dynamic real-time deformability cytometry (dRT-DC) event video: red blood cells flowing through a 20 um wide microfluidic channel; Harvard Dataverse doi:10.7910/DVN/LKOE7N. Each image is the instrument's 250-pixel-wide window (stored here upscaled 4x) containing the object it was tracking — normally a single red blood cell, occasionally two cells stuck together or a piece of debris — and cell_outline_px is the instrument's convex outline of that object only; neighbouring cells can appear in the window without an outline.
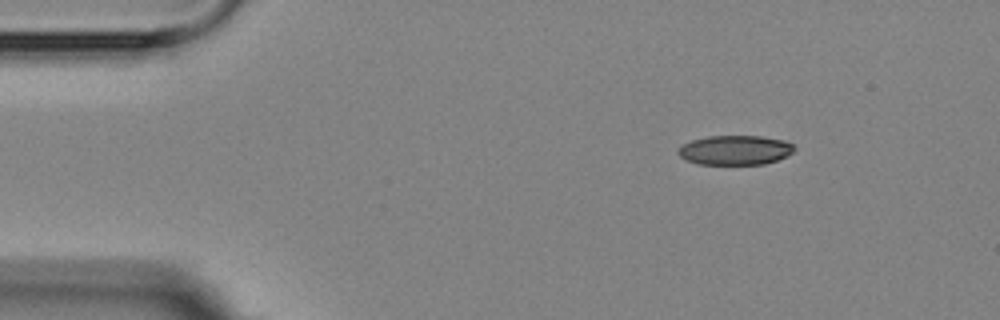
{"species": "Egyptian fruit bat (a non-hibernating species)", "species_latin": "Rousettus aegyptiacus", "temperature_condition": "room temperature", "stored_images_in_passage": 4, "camera_frame_rate_fps": 3000, "um_per_image_px": 0.085, "animal": {"sex": "female"}, "frame": {"image": 1, "passage_image": 1, "time_ms": 0.0, "image_size_px": [1000, 320], "cell_outline_px": [[796, 148], [788, 156], [764, 164], [696, 164], [684, 160], [676, 152], [684, 144], [692, 140], [708, 136], [760, 136], [784, 140], [792, 144]], "centroid_in_image_um": [62.48, 12.76], "position_along_channel_um": 22.5, "area_um2": 20.0}}
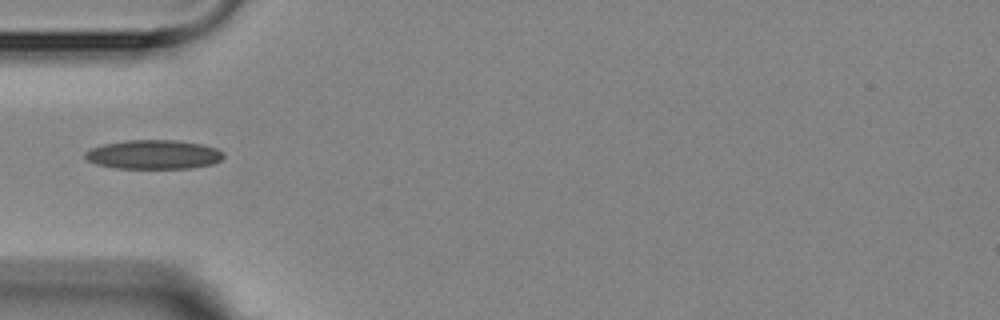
{"frame": {"image": 2, "passage_image": 4, "time_ms": 3.333, "image_size_px": [1000, 320], "cell_outline_px": [[224, 156], [220, 160], [212, 164], [192, 168], [116, 168], [96, 164], [88, 160], [84, 156], [84, 152], [92, 148], [104, 144], [128, 140], [180, 140], [200, 144], [216, 148], [224, 152]], "centroid_in_image_um": [13.07, 13.13], "position_along_channel_um": 71.9, "area_um2": 23.47}}